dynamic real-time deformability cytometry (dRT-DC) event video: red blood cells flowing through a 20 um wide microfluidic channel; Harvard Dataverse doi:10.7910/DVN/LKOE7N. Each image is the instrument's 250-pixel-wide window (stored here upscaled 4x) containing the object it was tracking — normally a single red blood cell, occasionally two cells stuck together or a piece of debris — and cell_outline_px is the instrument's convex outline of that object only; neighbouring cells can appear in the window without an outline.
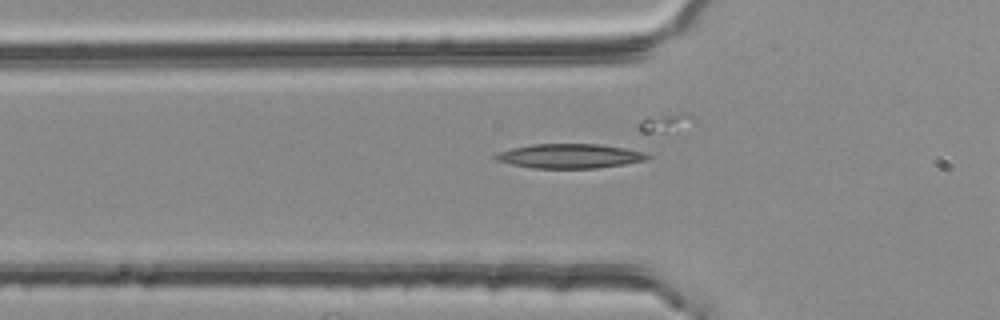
{"species": "common noctule bat (a hibernating species)", "species_latin": "Nyctalus noctula", "temperature_condition": "room temperature", "stored_images_in_passage": 43, "segment_of_instrument_passage": [1, 2], "camera_frame_rate_fps": 3000, "um_per_image_px": 0.085, "animal": {"sex": "female", "body_mass_g": 25.1}, "frame": {"image": 1, "passage_image": 6, "time_ms": 1.667, "image_size_px": [1000, 320], "cell_outline_px": [[652, 156], [644, 160], [624, 164], [596, 168], [532, 168], [512, 164], [496, 160], [492, 156], [496, 152], [512, 148], [532, 144], [596, 144], [624, 148], [644, 152]], "centroid_in_image_um": [48.38, 13.26], "position_along_channel_um": 77.4, "area_um2": 21.5}}
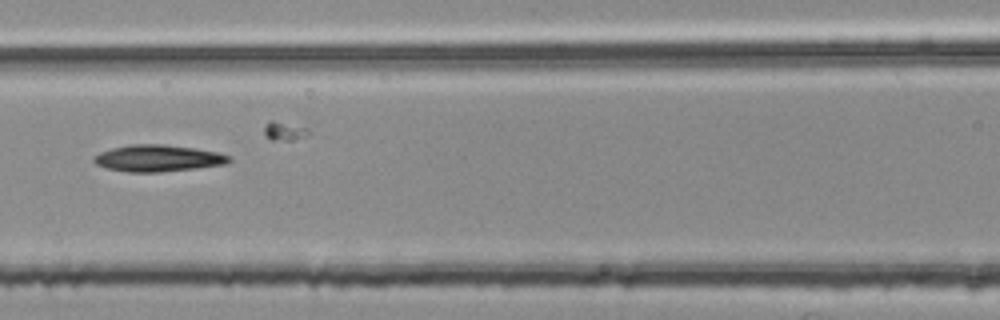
{"frame": {"image": 2, "passage_image": 12, "time_ms": 3.667, "image_size_px": [1000, 320], "cell_outline_px": [[232, 160], [228, 164], [196, 168], [160, 172], [128, 172], [108, 168], [96, 164], [92, 160], [92, 156], [100, 152], [112, 148], [132, 144], [164, 144], [196, 148], [216, 152], [232, 156]], "centroid_in_image_um": [13.45, 13.45], "position_along_channel_um": 153.2, "area_um2": 21.15}}
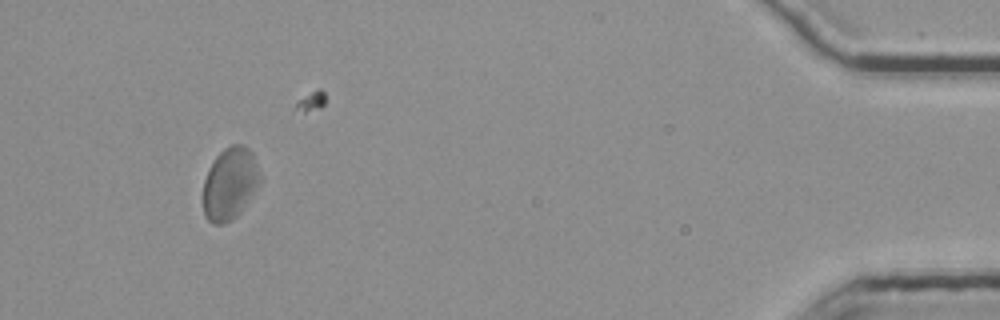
{"frame": {"image": 3, "passage_image": 39, "time_ms": 12.667, "image_size_px": [1000, 320], "cell_outline_px": [[264, 180], [240, 212], [232, 220], [224, 224], [212, 224], [204, 216], [204, 180], [208, 168], [216, 156], [224, 148], [232, 144], [244, 144], [252, 152], [264, 176]], "centroid_in_image_um": [19.6, 15.59], "position_along_channel_um": 415.6, "area_um2": 24.57}}